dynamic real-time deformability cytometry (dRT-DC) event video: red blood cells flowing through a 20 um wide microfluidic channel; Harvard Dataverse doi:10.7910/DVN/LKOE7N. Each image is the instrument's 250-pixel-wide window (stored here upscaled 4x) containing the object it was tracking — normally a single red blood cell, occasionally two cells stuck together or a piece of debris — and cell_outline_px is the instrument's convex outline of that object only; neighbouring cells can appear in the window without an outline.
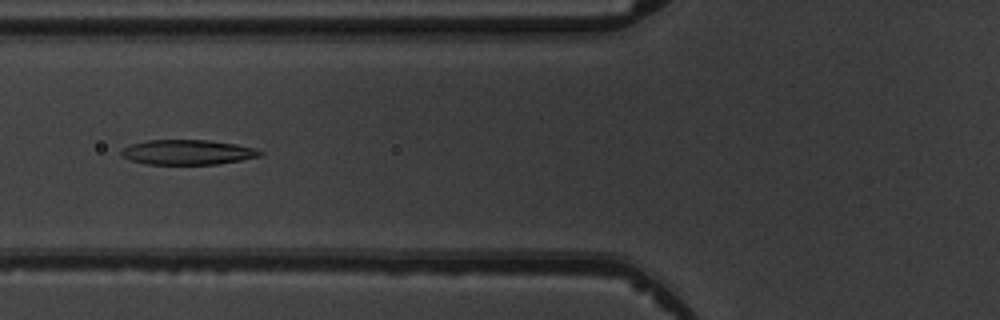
{"species": "common noctule bat (a hibernating species)", "species_latin": "Nyctalus noctula", "temperature_condition": "warm", "stored_images_in_passage": 9, "camera_frame_rate_fps": 3000, "um_per_image_px": 0.085, "animal": {"sex": "male", "body_mass_g": 19.5, "forearm_length_mm": 54.6}, "frame": {"image": 1, "passage_image": 6, "time_ms": 6.667, "image_size_px": [1000, 320], "cell_outline_px": [[264, 152], [260, 156], [240, 160], [216, 164], [144, 164], [120, 156], [120, 152], [124, 148], [132, 144], [148, 140], [208, 140], [236, 144], [256, 148]], "centroid_in_image_um": [15.95, 12.94], "position_along_channel_um": 109.8, "area_um2": 20.06}}
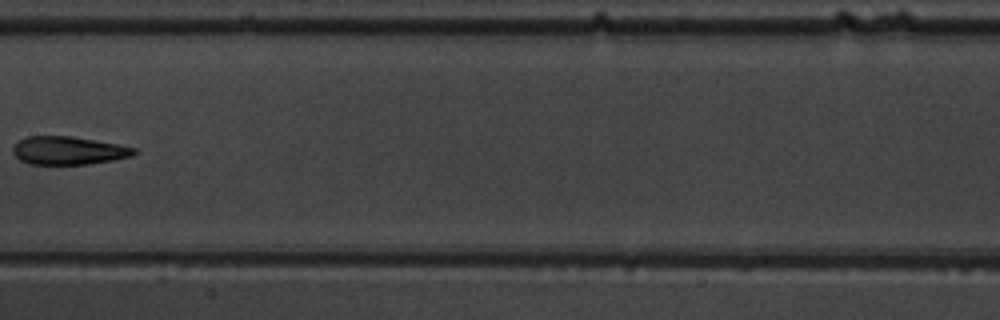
{"frame": {"image": 2, "passage_image": 8, "time_ms": 9.0, "image_size_px": [1000, 320], "cell_outline_px": [[140, 152], [132, 156], [112, 160], [88, 164], [28, 164], [20, 160], [12, 152], [12, 148], [20, 140], [28, 136], [72, 136], [116, 144], [136, 148]], "centroid_in_image_um": [5.83, 12.8], "position_along_channel_um": 201.6, "area_um2": 19.83}}
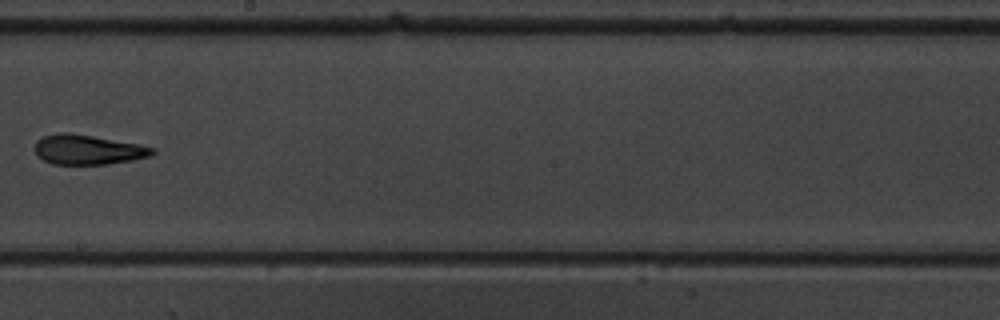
{"frame": {"image": 3, "passage_image": 9, "time_ms": 10.0, "image_size_px": [1000, 320], "cell_outline_px": [[156, 152], [152, 156], [132, 160], [108, 164], [52, 164], [44, 160], [36, 152], [36, 140], [44, 136], [60, 132], [68, 132], [140, 144], [156, 148]], "centroid_in_image_um": [7.52, 12.72], "position_along_channel_um": 240.7, "area_um2": 20.35}}